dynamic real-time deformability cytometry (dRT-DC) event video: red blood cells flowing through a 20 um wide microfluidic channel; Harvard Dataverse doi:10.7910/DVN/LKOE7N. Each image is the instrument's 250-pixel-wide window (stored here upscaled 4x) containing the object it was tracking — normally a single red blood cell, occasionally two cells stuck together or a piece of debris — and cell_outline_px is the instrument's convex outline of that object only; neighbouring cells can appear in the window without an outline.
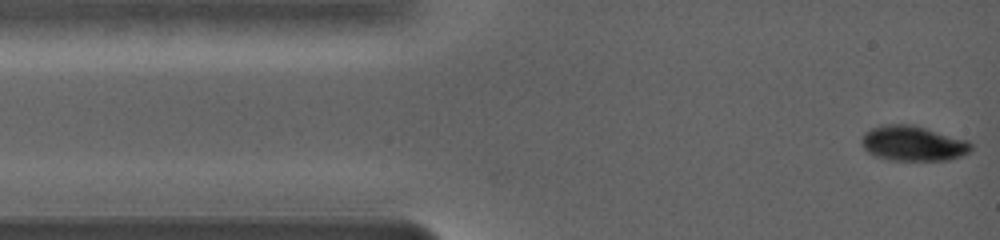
{"species": "common noctule bat (a hibernating species)", "species_latin": "Nyctalus noctula", "temperature_condition": "warm", "stored_images_in_passage": 88, "camera_frame_rate_fps": 5000, "um_per_image_px": 0.085, "animal": {"sex": "female", "body_mass_g": 19.0, "forearm_length_mm": 56.7}, "frame": {"image": 1, "passage_image": 1, "time_ms": 0.0, "image_size_px": [1000, 240], "cell_outline_px": [[972, 148], [964, 156], [948, 160], [892, 160], [876, 156], [868, 152], [864, 148], [860, 140], [864, 132], [880, 124], [916, 124], [968, 140], [972, 144]], "centroid_in_image_um": [77.62, 12.17], "position_along_channel_um": 7.4, "area_um2": 22.77}}
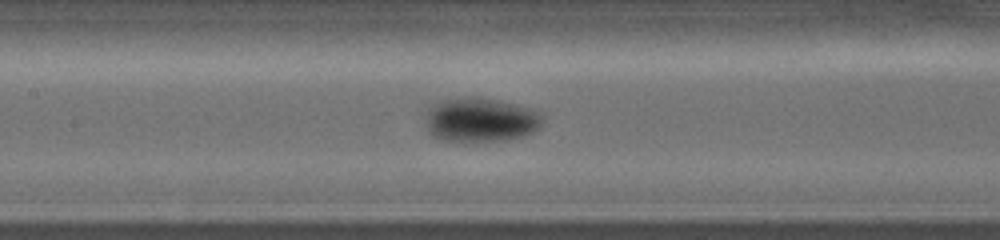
{"frame": {"image": 2, "passage_image": 39, "time_ms": 6.2, "image_size_px": [1000, 240], "cell_outline_px": [[540, 128], [524, 136], [508, 140], [444, 140], [432, 136], [428, 132], [428, 108], [432, 104], [440, 100], [460, 96], [480, 96], [528, 108], [536, 112], [540, 116]], "centroid_in_image_um": [40.8, 10.16], "position_along_channel_um": 166.6, "area_um2": 29.77}}
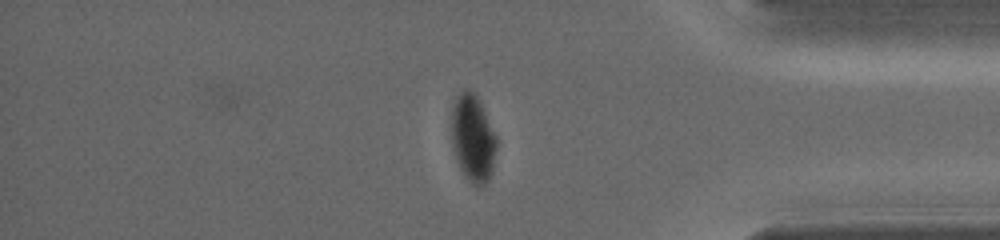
{"frame": {"image": 3, "passage_image": 77, "time_ms": 13.0, "image_size_px": [1000, 240], "cell_outline_px": [[496, 148], [492, 172], [484, 184], [472, 184], [464, 176], [456, 160], [452, 148], [452, 108], [456, 96], [460, 92], [472, 92], [476, 96], [496, 136]], "centroid_in_image_um": [40.17, 11.79], "position_along_channel_um": 395.0, "area_um2": 22.31}, "authors_computed_cell_mechanics": {"area_um2": 25.7788, "velocity_mm_per_s": 3.6734, "shape_relaxation_time_tau1_ms": 2.4378, "shape_relaxation_time_tau2_ms": null, "deformation_change_tau1": 0.1367, "deformation_change_tau2": null}}